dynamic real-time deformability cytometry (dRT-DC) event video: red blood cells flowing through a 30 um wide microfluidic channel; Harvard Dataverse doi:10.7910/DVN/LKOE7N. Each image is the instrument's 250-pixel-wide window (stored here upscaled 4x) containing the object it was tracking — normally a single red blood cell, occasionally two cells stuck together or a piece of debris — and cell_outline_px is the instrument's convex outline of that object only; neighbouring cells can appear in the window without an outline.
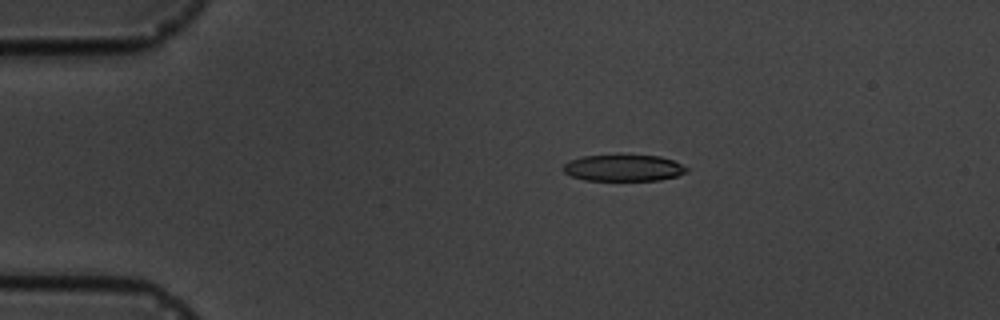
{"species": "common noctule bat (a hibernating species)", "species_latin": "Nyctalus noctula", "temperature_condition": "cold", "stored_images_in_passage": 8, "camera_frame_rate_fps": 3000, "um_per_image_px": 0.085, "animal": {"sex": "male", "body_mass_g": 19.5, "forearm_length_mm": 54.6}, "frame": {"image": 1, "passage_image": 4, "time_ms": 3.333, "image_size_px": [1000, 320], "cell_outline_px": [[688, 172], [676, 176], [660, 180], [584, 180], [572, 176], [564, 172], [560, 168], [564, 164], [572, 160], [584, 156], [660, 156], [672, 160], [688, 168]], "centroid_in_image_um": [52.99, 14.29], "position_along_channel_um": 32.0, "area_um2": 18.73}}
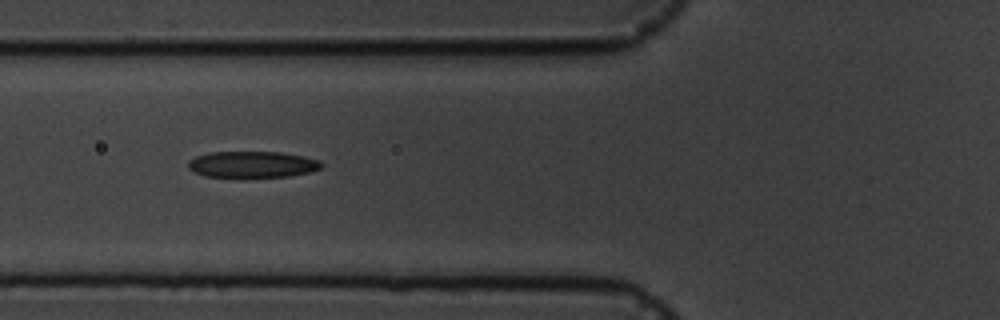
{"frame": {"image": 2, "passage_image": 7, "time_ms": 6.667, "image_size_px": [1000, 320], "cell_outline_px": [[324, 164], [320, 168], [308, 172], [288, 176], [240, 180], [204, 176], [188, 168], [188, 160], [196, 156], [208, 152], [280, 152], [304, 156], [320, 160]], "centroid_in_image_um": [21.41, 14.02], "position_along_channel_um": 104.4, "area_um2": 21.39}}
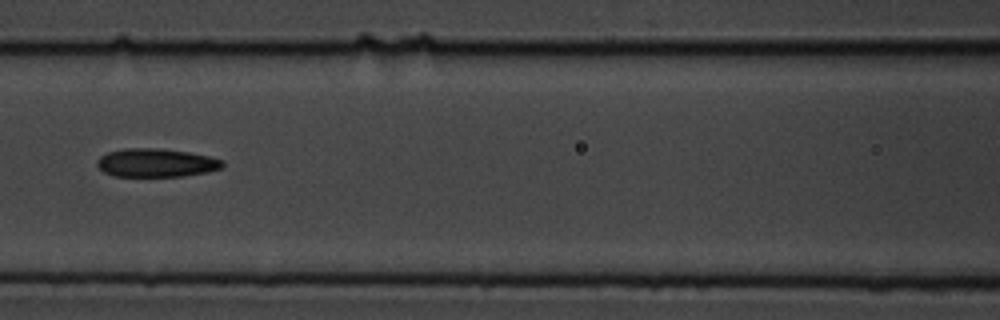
{"frame": {"image": 3, "passage_image": 8, "time_ms": 8.0, "image_size_px": [1000, 320], "cell_outline_px": [[224, 168], [208, 172], [184, 176], [112, 176], [104, 172], [96, 164], [96, 160], [100, 156], [108, 152], [124, 148], [160, 148], [188, 152], [208, 156], [224, 160]], "centroid_in_image_um": [13.29, 13.84], "position_along_channel_um": 153.3, "area_um2": 20.98}}